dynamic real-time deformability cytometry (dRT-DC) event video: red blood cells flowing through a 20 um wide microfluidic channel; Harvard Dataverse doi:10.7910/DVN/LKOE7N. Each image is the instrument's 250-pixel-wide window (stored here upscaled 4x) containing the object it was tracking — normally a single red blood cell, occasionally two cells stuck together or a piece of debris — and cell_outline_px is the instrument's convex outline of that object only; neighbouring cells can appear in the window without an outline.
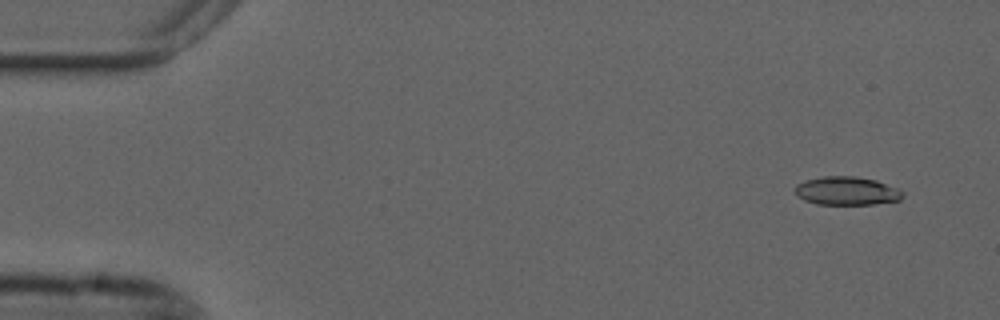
{"species": "common noctule bat (a hibernating species)", "species_latin": "Nyctalus noctula", "temperature_condition": "cold", "stored_images_in_passage": 55, "camera_frame_rate_fps": 3000, "um_per_image_px": 0.085, "animal": {"sex": "male", "forearm_length_mm": 52.5}, "frame": {"image": 1, "passage_image": 4, "time_ms": 1.0, "image_size_px": [1000, 320], "cell_outline_px": [[904, 196], [900, 200], [872, 204], [816, 204], [804, 200], [796, 192], [796, 184], [804, 180], [824, 176], [856, 176], [876, 180], [896, 188], [904, 192]], "centroid_in_image_um": [71.98, 16.22], "position_along_channel_um": 13.0, "area_um2": 17.74}}
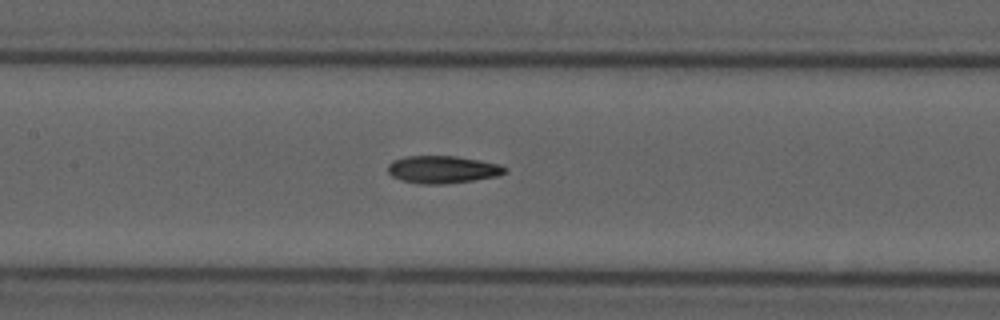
{"frame": {"image": 2, "passage_image": 26, "time_ms": 8.333, "image_size_px": [1000, 320], "cell_outline_px": [[508, 172], [500, 176], [444, 184], [420, 184], [404, 180], [392, 176], [388, 172], [388, 164], [392, 160], [408, 156], [456, 156], [480, 160], [500, 164], [508, 168]], "centroid_in_image_um": [37.67, 14.4], "position_along_channel_um": 169.7, "area_um2": 18.84}}
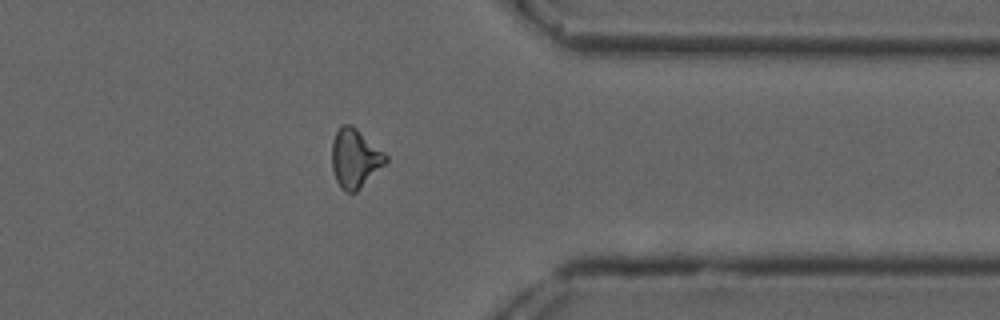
{"frame": {"image": 3, "passage_image": 44, "time_ms": 14.333, "image_size_px": [1000, 320], "cell_outline_px": [[388, 160], [356, 192], [344, 192], [340, 188], [336, 180], [332, 168], [332, 140], [336, 132], [344, 124], [352, 124], [384, 152], [388, 156]], "centroid_in_image_um": [30.15, 13.45], "position_along_channel_um": 381.2, "area_um2": 18.32}, "authors_computed_cell_mechanics": {"area_um2": 18.207, "velocity_mm_per_s": 3.6992, "shape_relaxation_time_tau1_ms": null, "shape_relaxation_time_tau2_ms": 2.6667, "deformation_change_tau1": null, "deformation_change_tau2": 0.1009}}